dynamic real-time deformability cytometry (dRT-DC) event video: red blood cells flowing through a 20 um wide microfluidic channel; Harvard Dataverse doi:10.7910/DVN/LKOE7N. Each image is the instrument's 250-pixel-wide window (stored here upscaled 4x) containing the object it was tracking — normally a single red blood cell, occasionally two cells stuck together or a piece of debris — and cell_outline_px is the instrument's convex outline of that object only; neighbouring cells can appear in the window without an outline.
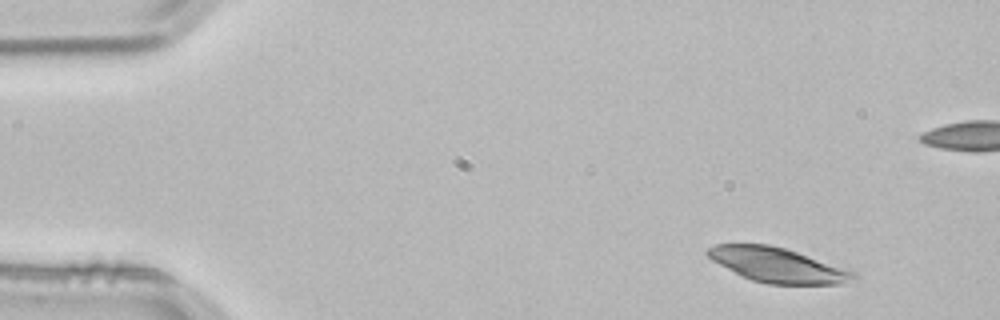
{"species": "common noctule bat (a hibernating species)", "species_latin": "Nyctalus noctula", "temperature_condition": "room temperature", "stored_images_in_passage": 4, "camera_frame_rate_fps": 3000, "um_per_image_px": 0.085, "animal": {"sex": "male", "body_mass_g": 21.5, "forearm_length_mm": 52.0}, "frame": {"image": 1, "passage_image": 1, "time_ms": 0.0, "image_size_px": [1000, 320], "cell_outline_px": [[860, 276], [840, 284], [768, 284], [752, 280], [740, 276], [712, 260], [704, 252], [708, 248], [716, 244], [768, 244], [784, 248], [856, 272]], "centroid_in_image_um": [66.06, 22.53], "position_along_channel_um": 18.9, "area_um2": 29.19}}